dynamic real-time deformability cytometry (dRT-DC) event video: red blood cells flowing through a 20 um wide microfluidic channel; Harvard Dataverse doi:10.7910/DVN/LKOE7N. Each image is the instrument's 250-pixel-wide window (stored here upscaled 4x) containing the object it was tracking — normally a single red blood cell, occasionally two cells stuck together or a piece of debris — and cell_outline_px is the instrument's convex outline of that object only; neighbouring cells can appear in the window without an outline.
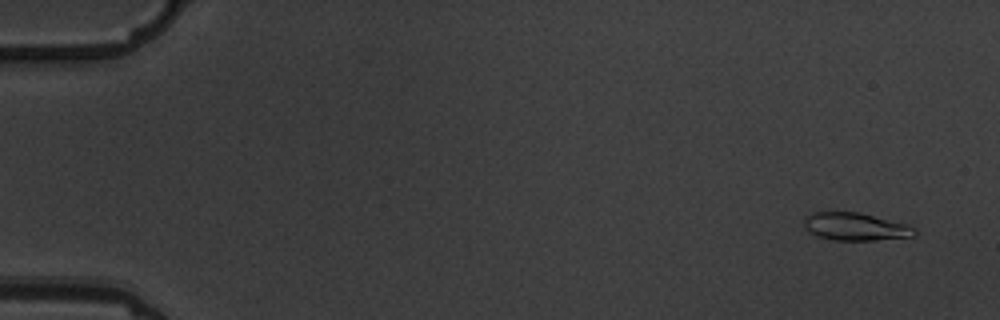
{"species": "common noctule bat (a hibernating species)", "species_latin": "Nyctalus noctula", "temperature_condition": "warm", "stored_images_in_passage": 6, "camera_frame_rate_fps": 3000, "um_per_image_px": 0.085, "animal": {"sex": "male", "body_mass_g": 19.5, "forearm_length_mm": 54.6}, "frame": {"image": 1, "passage_image": 2, "time_ms": 1.0, "image_size_px": [1000, 320], "cell_outline_px": [[916, 236], [872, 240], [832, 240], [816, 236], [804, 224], [804, 216], [812, 212], [860, 212], [908, 224], [916, 228]], "centroid_in_image_um": [72.74, 19.26], "position_along_channel_um": 12.3, "area_um2": 17.92}}